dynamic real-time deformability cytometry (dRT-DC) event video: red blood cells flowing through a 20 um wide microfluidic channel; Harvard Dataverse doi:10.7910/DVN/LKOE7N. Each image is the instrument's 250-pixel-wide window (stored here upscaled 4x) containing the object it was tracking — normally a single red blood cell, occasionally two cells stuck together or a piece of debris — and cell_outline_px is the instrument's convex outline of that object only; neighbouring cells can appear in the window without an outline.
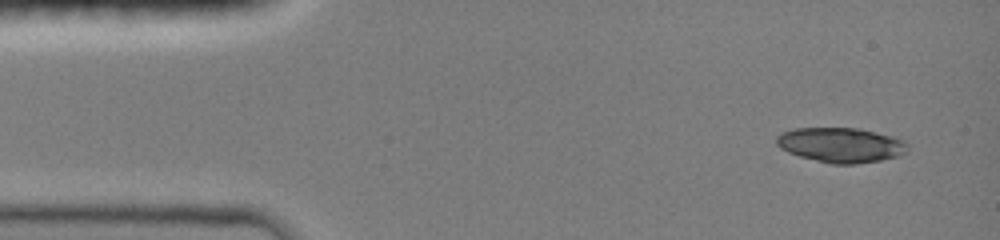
{"species": "common noctule bat (a hibernating species)", "species_latin": "Nyctalus noctula", "temperature_condition": "room temperature", "stored_images_in_passage": 12, "camera_frame_rate_fps": 3000, "um_per_image_px": 0.085, "animal": {"sex": "female", "body_mass_g": 19.0, "forearm_length_mm": 51.5}, "frame": {"image": 1, "passage_image": 1, "time_ms": 0.0, "image_size_px": [1000, 240], "cell_outline_px": [[908, 152], [900, 156], [880, 160], [856, 164], [832, 164], [800, 156], [788, 152], [780, 148], [776, 144], [776, 136], [780, 132], [792, 128], [860, 128], [892, 136], [904, 140], [908, 144]], "centroid_in_image_um": [71.48, 12.32], "position_along_channel_um": 13.5, "area_um2": 26.88}}
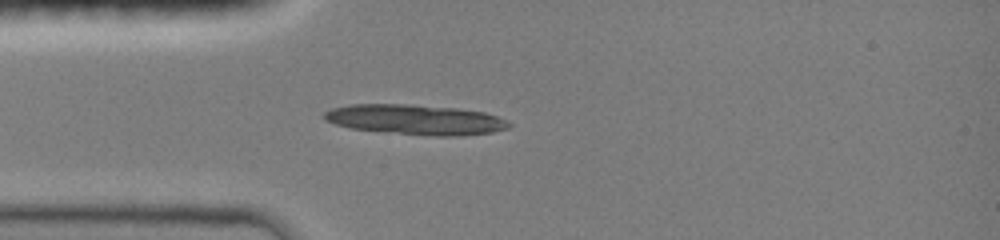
{"frame": {"image": 2, "passage_image": 6, "time_ms": 3.0, "image_size_px": [1000, 240], "cell_outline_px": [[512, 124], [508, 128], [492, 132], [460, 136], [436, 136], [352, 128], [336, 124], [324, 120], [320, 116], [324, 112], [332, 108], [352, 104], [404, 104], [456, 108], [484, 112], [508, 120]], "centroid_in_image_um": [35.32, 10.16], "position_along_channel_um": 49.7, "area_um2": 32.14}}